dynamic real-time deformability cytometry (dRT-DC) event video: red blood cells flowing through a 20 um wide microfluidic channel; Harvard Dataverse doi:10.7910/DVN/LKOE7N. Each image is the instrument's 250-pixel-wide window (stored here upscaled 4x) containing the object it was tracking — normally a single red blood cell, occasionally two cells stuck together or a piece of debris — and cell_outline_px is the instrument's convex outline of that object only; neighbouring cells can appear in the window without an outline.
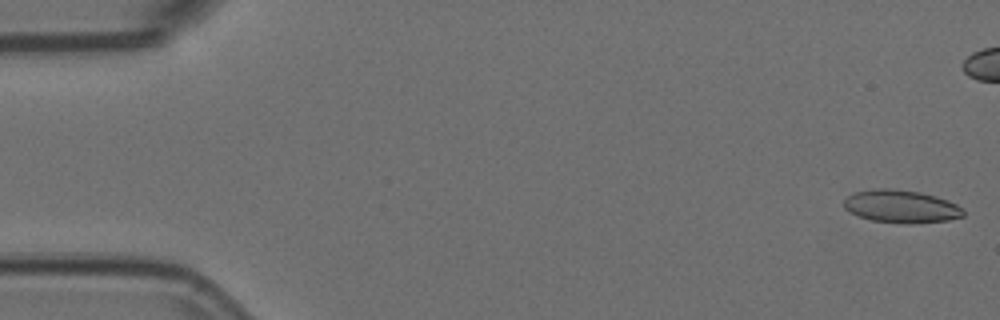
{"species": "Egyptian fruit bat (a non-hibernating species)", "species_latin": "Rousettus aegyptiacus", "temperature_condition": "room temperature", "stored_images_in_passage": 20, "camera_frame_rate_fps": 3000, "um_per_image_px": 0.085, "animal": {"sex": "female"}, "frame": {"image": 1, "passage_image": 1, "time_ms": 0.0, "image_size_px": [1000, 320], "cell_outline_px": [[964, 216], [948, 220], [912, 224], [908, 224], [872, 220], [860, 216], [844, 208], [844, 200], [852, 192], [880, 188], [892, 188], [920, 192], [936, 196], [956, 204], [964, 208]], "centroid_in_image_um": [76.62, 17.54], "position_along_channel_um": 8.4, "area_um2": 22.83}}
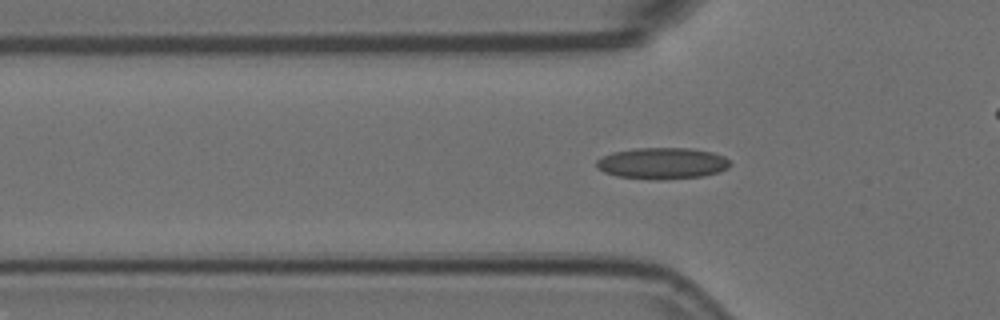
{"frame": {"image": 2, "passage_image": 17, "time_ms": 5.333, "image_size_px": [1000, 320], "cell_outline_px": [[732, 164], [728, 168], [720, 172], [704, 176], [664, 180], [648, 180], [616, 176], [604, 172], [596, 168], [596, 160], [612, 152], [632, 148], [688, 148], [712, 152], [724, 156]], "centroid_in_image_um": [56.29, 13.89], "position_along_channel_um": 69.5, "area_um2": 24.85}}